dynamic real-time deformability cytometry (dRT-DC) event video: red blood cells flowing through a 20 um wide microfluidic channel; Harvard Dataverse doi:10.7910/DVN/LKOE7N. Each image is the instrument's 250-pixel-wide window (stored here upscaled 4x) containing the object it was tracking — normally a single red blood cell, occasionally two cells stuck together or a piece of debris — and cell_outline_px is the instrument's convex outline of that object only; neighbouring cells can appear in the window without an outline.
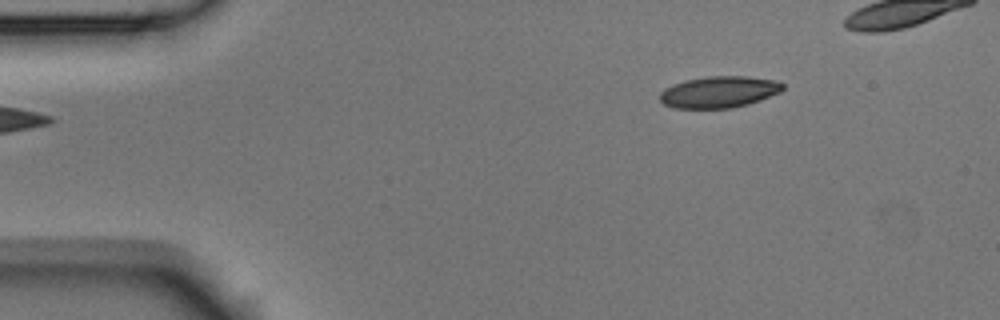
{"species": "Egyptian fruit bat (a non-hibernating species)", "species_latin": "Rousettus aegyptiacus", "temperature_condition": "room temperature", "stored_images_in_passage": 2, "camera_frame_rate_fps": 3000, "um_per_image_px": 0.085, "animal": {"sex": "male"}, "frame": {"image": 1, "passage_image": 2, "time_ms": 0.333, "image_size_px": [1000, 320], "cell_outline_px": [[784, 88], [780, 92], [760, 100], [748, 104], [732, 108], [672, 108], [664, 104], [660, 100], [660, 92], [664, 88], [672, 84], [684, 80], [708, 76], [748, 76], [776, 80], [784, 84]], "centroid_in_image_um": [61.11, 7.81], "position_along_channel_um": 23.9, "area_um2": 22.77}}